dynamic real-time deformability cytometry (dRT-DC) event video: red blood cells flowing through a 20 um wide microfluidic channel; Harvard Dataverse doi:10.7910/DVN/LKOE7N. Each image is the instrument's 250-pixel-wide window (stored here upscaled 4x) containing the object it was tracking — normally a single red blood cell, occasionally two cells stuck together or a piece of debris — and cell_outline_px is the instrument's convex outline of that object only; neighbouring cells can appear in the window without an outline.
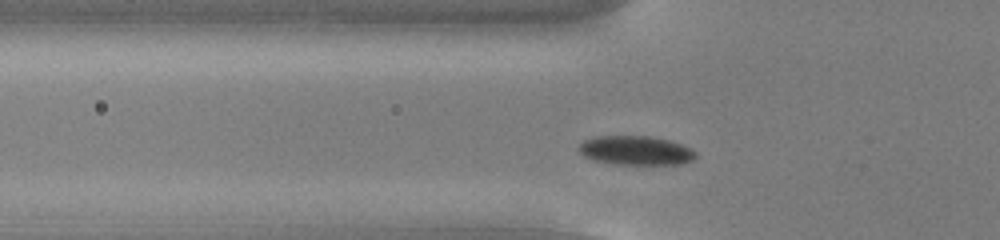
{"species": "common noctule bat (a hibernating species)", "species_latin": "Nyctalus noctula", "temperature_condition": "cold", "stored_images_in_passage": 43, "camera_frame_rate_fps": 3000, "um_per_image_px": 0.085, "animal": {"sex": "male", "body_mass_g": 13.0, "forearm_length_mm": 53.1}, "frame": {"image": 1, "passage_image": 7, "time_ms": 2.0, "image_size_px": [1000, 240], "cell_outline_px": [[696, 156], [692, 160], [684, 164], [612, 164], [592, 160], [584, 156], [576, 148], [584, 140], [596, 136], [648, 136], [668, 140], [692, 148], [696, 152]], "centroid_in_image_um": [54.02, 12.79], "position_along_channel_um": 71.8, "area_um2": 19.94}}
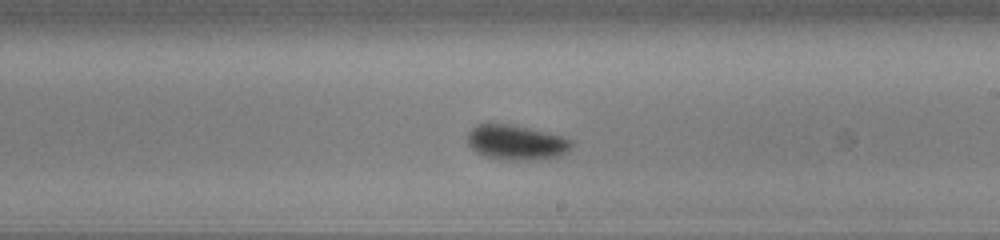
{"frame": {"image": 2, "passage_image": 21, "time_ms": 6.667, "image_size_px": [1000, 240], "cell_outline_px": [[572, 144], [568, 152], [560, 156], [540, 160], [500, 160], [484, 156], [476, 152], [468, 144], [468, 132], [476, 124], [508, 124], [548, 132], [564, 136], [572, 140]], "centroid_in_image_um": [43.9, 12.12], "position_along_channel_um": 245.1, "area_um2": 21.44}}
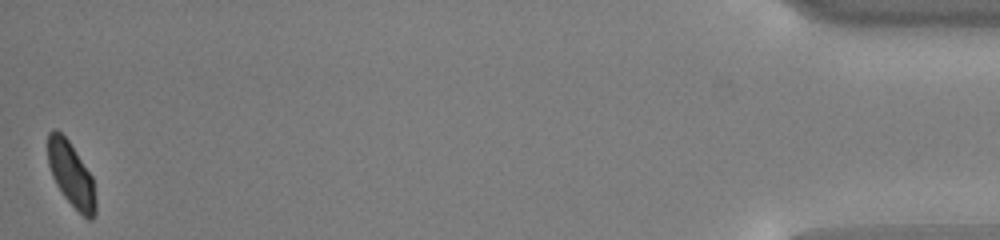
{"frame": {"image": 3, "passage_image": 43, "time_ms": 14.0, "image_size_px": [1000, 240], "cell_outline_px": [[96, 212], [92, 220], [88, 220], [64, 196], [56, 184], [52, 176], [48, 164], [48, 132], [52, 128], [56, 128], [68, 140], [92, 176], [96, 200]], "centroid_in_image_um": [6.05, 14.82], "position_along_channel_um": 429.2, "area_um2": 17.86}, "authors_computed_cell_mechanics": {"area_um2": 19.9988, "velocity_mm_per_s": 3.7323, "shape_relaxation_time_tau1_ms": 2.9087, "shape_relaxation_time_tau2_ms": null, "deformation_change_tau1": 0.0795, "deformation_change_tau2": null}}